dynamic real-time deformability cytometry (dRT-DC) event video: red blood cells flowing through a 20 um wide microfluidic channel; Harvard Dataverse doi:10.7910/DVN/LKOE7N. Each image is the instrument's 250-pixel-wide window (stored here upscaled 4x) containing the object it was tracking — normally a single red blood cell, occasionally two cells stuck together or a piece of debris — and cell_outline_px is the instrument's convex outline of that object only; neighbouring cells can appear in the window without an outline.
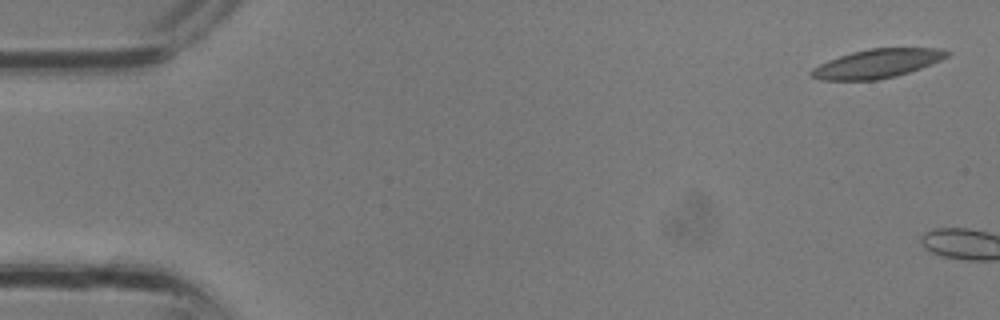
{"species": "common noctule bat (a hibernating species)", "species_latin": "Nyctalus noctula", "temperature_condition": "room temperature", "stored_images_in_passage": 3, "camera_frame_rate_fps": 3000, "um_per_image_px": 0.085, "animal": {"sex": "male", "body_mass_g": 13.3}, "frame": {"image": 1, "passage_image": 1, "time_ms": 0.0, "image_size_px": [1000, 320], "cell_outline_px": [[952, 52], [948, 56], [940, 60], [920, 68], [896, 76], [876, 80], [820, 80], [812, 76], [808, 72], [812, 68], [828, 60], [852, 52], [868, 48], [944, 48]], "centroid_in_image_um": [74.56, 5.39], "position_along_channel_um": 10.4, "area_um2": 22.77}}